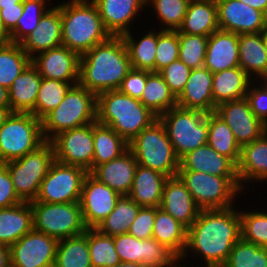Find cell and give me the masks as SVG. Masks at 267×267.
I'll list each match as a JSON object with an SVG mask.
<instances>
[{
  "label": "cell",
  "instance_id": "1",
  "mask_svg": "<svg viewBox=\"0 0 267 267\" xmlns=\"http://www.w3.org/2000/svg\"><path fill=\"white\" fill-rule=\"evenodd\" d=\"M234 208L200 210L187 229V244L179 261L185 262L188 254L193 252V256H200L205 263V266L198 264L197 267H222L241 238L239 210Z\"/></svg>",
  "mask_w": 267,
  "mask_h": 267
},
{
  "label": "cell",
  "instance_id": "2",
  "mask_svg": "<svg viewBox=\"0 0 267 267\" xmlns=\"http://www.w3.org/2000/svg\"><path fill=\"white\" fill-rule=\"evenodd\" d=\"M132 69L122 36H111L80 56L78 84L96 96L118 90Z\"/></svg>",
  "mask_w": 267,
  "mask_h": 267
},
{
  "label": "cell",
  "instance_id": "3",
  "mask_svg": "<svg viewBox=\"0 0 267 267\" xmlns=\"http://www.w3.org/2000/svg\"><path fill=\"white\" fill-rule=\"evenodd\" d=\"M62 18V45L82 56L111 37L92 0L57 3Z\"/></svg>",
  "mask_w": 267,
  "mask_h": 267
},
{
  "label": "cell",
  "instance_id": "4",
  "mask_svg": "<svg viewBox=\"0 0 267 267\" xmlns=\"http://www.w3.org/2000/svg\"><path fill=\"white\" fill-rule=\"evenodd\" d=\"M158 117L147 109L140 100L112 90L97 95L96 121L110 126L127 143Z\"/></svg>",
  "mask_w": 267,
  "mask_h": 267
},
{
  "label": "cell",
  "instance_id": "5",
  "mask_svg": "<svg viewBox=\"0 0 267 267\" xmlns=\"http://www.w3.org/2000/svg\"><path fill=\"white\" fill-rule=\"evenodd\" d=\"M97 96L87 88L74 85L63 101L42 119L45 141H51L60 132L79 128L96 121Z\"/></svg>",
  "mask_w": 267,
  "mask_h": 267
},
{
  "label": "cell",
  "instance_id": "6",
  "mask_svg": "<svg viewBox=\"0 0 267 267\" xmlns=\"http://www.w3.org/2000/svg\"><path fill=\"white\" fill-rule=\"evenodd\" d=\"M128 148L139 165L161 172L168 177L178 175L180 159L159 118L130 141Z\"/></svg>",
  "mask_w": 267,
  "mask_h": 267
},
{
  "label": "cell",
  "instance_id": "7",
  "mask_svg": "<svg viewBox=\"0 0 267 267\" xmlns=\"http://www.w3.org/2000/svg\"><path fill=\"white\" fill-rule=\"evenodd\" d=\"M178 176L201 210L233 207L237 196L243 193L238 176H214L197 171H178Z\"/></svg>",
  "mask_w": 267,
  "mask_h": 267
},
{
  "label": "cell",
  "instance_id": "8",
  "mask_svg": "<svg viewBox=\"0 0 267 267\" xmlns=\"http://www.w3.org/2000/svg\"><path fill=\"white\" fill-rule=\"evenodd\" d=\"M159 119L179 159L208 142V114L204 112L176 106Z\"/></svg>",
  "mask_w": 267,
  "mask_h": 267
},
{
  "label": "cell",
  "instance_id": "9",
  "mask_svg": "<svg viewBox=\"0 0 267 267\" xmlns=\"http://www.w3.org/2000/svg\"><path fill=\"white\" fill-rule=\"evenodd\" d=\"M45 142L42 120L31 113H12L0 126V162H10Z\"/></svg>",
  "mask_w": 267,
  "mask_h": 267
},
{
  "label": "cell",
  "instance_id": "10",
  "mask_svg": "<svg viewBox=\"0 0 267 267\" xmlns=\"http://www.w3.org/2000/svg\"><path fill=\"white\" fill-rule=\"evenodd\" d=\"M54 161L53 144L45 141L36 150L6 163L17 196L22 202L35 201L40 184Z\"/></svg>",
  "mask_w": 267,
  "mask_h": 267
},
{
  "label": "cell",
  "instance_id": "11",
  "mask_svg": "<svg viewBox=\"0 0 267 267\" xmlns=\"http://www.w3.org/2000/svg\"><path fill=\"white\" fill-rule=\"evenodd\" d=\"M33 229L58 240L83 234L84 224L80 201L70 203L30 202Z\"/></svg>",
  "mask_w": 267,
  "mask_h": 267
},
{
  "label": "cell",
  "instance_id": "12",
  "mask_svg": "<svg viewBox=\"0 0 267 267\" xmlns=\"http://www.w3.org/2000/svg\"><path fill=\"white\" fill-rule=\"evenodd\" d=\"M88 172L83 168L54 161L40 184L35 201L70 203L81 199L82 184Z\"/></svg>",
  "mask_w": 267,
  "mask_h": 267
},
{
  "label": "cell",
  "instance_id": "13",
  "mask_svg": "<svg viewBox=\"0 0 267 267\" xmlns=\"http://www.w3.org/2000/svg\"><path fill=\"white\" fill-rule=\"evenodd\" d=\"M121 262L142 263L146 267H175L179 258L157 240L137 239L129 233L113 236Z\"/></svg>",
  "mask_w": 267,
  "mask_h": 267
},
{
  "label": "cell",
  "instance_id": "14",
  "mask_svg": "<svg viewBox=\"0 0 267 267\" xmlns=\"http://www.w3.org/2000/svg\"><path fill=\"white\" fill-rule=\"evenodd\" d=\"M55 160L92 172L94 156L93 123L60 132L51 140Z\"/></svg>",
  "mask_w": 267,
  "mask_h": 267
},
{
  "label": "cell",
  "instance_id": "15",
  "mask_svg": "<svg viewBox=\"0 0 267 267\" xmlns=\"http://www.w3.org/2000/svg\"><path fill=\"white\" fill-rule=\"evenodd\" d=\"M58 241L32 229L10 246L11 267H54Z\"/></svg>",
  "mask_w": 267,
  "mask_h": 267
},
{
  "label": "cell",
  "instance_id": "16",
  "mask_svg": "<svg viewBox=\"0 0 267 267\" xmlns=\"http://www.w3.org/2000/svg\"><path fill=\"white\" fill-rule=\"evenodd\" d=\"M215 113L232 130L240 147L253 142L267 132V126L253 114L246 97L219 104Z\"/></svg>",
  "mask_w": 267,
  "mask_h": 267
},
{
  "label": "cell",
  "instance_id": "17",
  "mask_svg": "<svg viewBox=\"0 0 267 267\" xmlns=\"http://www.w3.org/2000/svg\"><path fill=\"white\" fill-rule=\"evenodd\" d=\"M119 196V193L88 172L83 180L80 199L85 226L96 228L115 209Z\"/></svg>",
  "mask_w": 267,
  "mask_h": 267
},
{
  "label": "cell",
  "instance_id": "18",
  "mask_svg": "<svg viewBox=\"0 0 267 267\" xmlns=\"http://www.w3.org/2000/svg\"><path fill=\"white\" fill-rule=\"evenodd\" d=\"M219 29L235 34L267 30V16L239 0H216Z\"/></svg>",
  "mask_w": 267,
  "mask_h": 267
},
{
  "label": "cell",
  "instance_id": "19",
  "mask_svg": "<svg viewBox=\"0 0 267 267\" xmlns=\"http://www.w3.org/2000/svg\"><path fill=\"white\" fill-rule=\"evenodd\" d=\"M80 56L60 45L42 52L31 59L42 78L61 82L79 81Z\"/></svg>",
  "mask_w": 267,
  "mask_h": 267
},
{
  "label": "cell",
  "instance_id": "20",
  "mask_svg": "<svg viewBox=\"0 0 267 267\" xmlns=\"http://www.w3.org/2000/svg\"><path fill=\"white\" fill-rule=\"evenodd\" d=\"M20 45L30 59L51 48L62 45V18L55 5L44 13L35 30L28 34Z\"/></svg>",
  "mask_w": 267,
  "mask_h": 267
},
{
  "label": "cell",
  "instance_id": "21",
  "mask_svg": "<svg viewBox=\"0 0 267 267\" xmlns=\"http://www.w3.org/2000/svg\"><path fill=\"white\" fill-rule=\"evenodd\" d=\"M111 36H123L132 31L134 18L146 9V0H92ZM143 9V10H142Z\"/></svg>",
  "mask_w": 267,
  "mask_h": 267
},
{
  "label": "cell",
  "instance_id": "22",
  "mask_svg": "<svg viewBox=\"0 0 267 267\" xmlns=\"http://www.w3.org/2000/svg\"><path fill=\"white\" fill-rule=\"evenodd\" d=\"M160 208L187 229L192 226L201 210L178 175L169 177L165 182Z\"/></svg>",
  "mask_w": 267,
  "mask_h": 267
},
{
  "label": "cell",
  "instance_id": "23",
  "mask_svg": "<svg viewBox=\"0 0 267 267\" xmlns=\"http://www.w3.org/2000/svg\"><path fill=\"white\" fill-rule=\"evenodd\" d=\"M212 80L213 73L206 67L192 69L184 90L177 97V106L213 113Z\"/></svg>",
  "mask_w": 267,
  "mask_h": 267
},
{
  "label": "cell",
  "instance_id": "24",
  "mask_svg": "<svg viewBox=\"0 0 267 267\" xmlns=\"http://www.w3.org/2000/svg\"><path fill=\"white\" fill-rule=\"evenodd\" d=\"M239 66V35L216 30L208 37L204 67L212 73Z\"/></svg>",
  "mask_w": 267,
  "mask_h": 267
},
{
  "label": "cell",
  "instance_id": "25",
  "mask_svg": "<svg viewBox=\"0 0 267 267\" xmlns=\"http://www.w3.org/2000/svg\"><path fill=\"white\" fill-rule=\"evenodd\" d=\"M237 176L243 191L248 183L267 182V132L241 147Z\"/></svg>",
  "mask_w": 267,
  "mask_h": 267
},
{
  "label": "cell",
  "instance_id": "26",
  "mask_svg": "<svg viewBox=\"0 0 267 267\" xmlns=\"http://www.w3.org/2000/svg\"><path fill=\"white\" fill-rule=\"evenodd\" d=\"M138 163L128 148L122 155L97 166L91 174L120 195H128Z\"/></svg>",
  "mask_w": 267,
  "mask_h": 267
},
{
  "label": "cell",
  "instance_id": "27",
  "mask_svg": "<svg viewBox=\"0 0 267 267\" xmlns=\"http://www.w3.org/2000/svg\"><path fill=\"white\" fill-rule=\"evenodd\" d=\"M179 171H197L214 176H237V166L208 144L184 155L180 159Z\"/></svg>",
  "mask_w": 267,
  "mask_h": 267
},
{
  "label": "cell",
  "instance_id": "28",
  "mask_svg": "<svg viewBox=\"0 0 267 267\" xmlns=\"http://www.w3.org/2000/svg\"><path fill=\"white\" fill-rule=\"evenodd\" d=\"M239 66L253 81L267 76L266 31L239 35Z\"/></svg>",
  "mask_w": 267,
  "mask_h": 267
},
{
  "label": "cell",
  "instance_id": "29",
  "mask_svg": "<svg viewBox=\"0 0 267 267\" xmlns=\"http://www.w3.org/2000/svg\"><path fill=\"white\" fill-rule=\"evenodd\" d=\"M168 178L161 172L138 164L128 196L141 207H160Z\"/></svg>",
  "mask_w": 267,
  "mask_h": 267
},
{
  "label": "cell",
  "instance_id": "30",
  "mask_svg": "<svg viewBox=\"0 0 267 267\" xmlns=\"http://www.w3.org/2000/svg\"><path fill=\"white\" fill-rule=\"evenodd\" d=\"M41 79L38 70L30 63L13 81L8 90L10 109L13 113H31L34 115Z\"/></svg>",
  "mask_w": 267,
  "mask_h": 267
},
{
  "label": "cell",
  "instance_id": "31",
  "mask_svg": "<svg viewBox=\"0 0 267 267\" xmlns=\"http://www.w3.org/2000/svg\"><path fill=\"white\" fill-rule=\"evenodd\" d=\"M218 29L216 0H190L178 33L209 37Z\"/></svg>",
  "mask_w": 267,
  "mask_h": 267
},
{
  "label": "cell",
  "instance_id": "32",
  "mask_svg": "<svg viewBox=\"0 0 267 267\" xmlns=\"http://www.w3.org/2000/svg\"><path fill=\"white\" fill-rule=\"evenodd\" d=\"M252 81L240 66L213 73L214 112L223 102L245 98Z\"/></svg>",
  "mask_w": 267,
  "mask_h": 267
},
{
  "label": "cell",
  "instance_id": "33",
  "mask_svg": "<svg viewBox=\"0 0 267 267\" xmlns=\"http://www.w3.org/2000/svg\"><path fill=\"white\" fill-rule=\"evenodd\" d=\"M33 229L30 202L0 209V243L11 246Z\"/></svg>",
  "mask_w": 267,
  "mask_h": 267
},
{
  "label": "cell",
  "instance_id": "34",
  "mask_svg": "<svg viewBox=\"0 0 267 267\" xmlns=\"http://www.w3.org/2000/svg\"><path fill=\"white\" fill-rule=\"evenodd\" d=\"M152 238L166 246L180 259L187 244V228L162 208L156 207Z\"/></svg>",
  "mask_w": 267,
  "mask_h": 267
},
{
  "label": "cell",
  "instance_id": "35",
  "mask_svg": "<svg viewBox=\"0 0 267 267\" xmlns=\"http://www.w3.org/2000/svg\"><path fill=\"white\" fill-rule=\"evenodd\" d=\"M94 156L92 171L122 155L128 149V143L110 126L93 122Z\"/></svg>",
  "mask_w": 267,
  "mask_h": 267
},
{
  "label": "cell",
  "instance_id": "36",
  "mask_svg": "<svg viewBox=\"0 0 267 267\" xmlns=\"http://www.w3.org/2000/svg\"><path fill=\"white\" fill-rule=\"evenodd\" d=\"M140 101L158 118L177 106V97L159 72H152L147 77Z\"/></svg>",
  "mask_w": 267,
  "mask_h": 267
},
{
  "label": "cell",
  "instance_id": "37",
  "mask_svg": "<svg viewBox=\"0 0 267 267\" xmlns=\"http://www.w3.org/2000/svg\"><path fill=\"white\" fill-rule=\"evenodd\" d=\"M132 34L130 31L122 36L128 49L132 69L155 72L156 29L151 28V31L144 33L138 40Z\"/></svg>",
  "mask_w": 267,
  "mask_h": 267
},
{
  "label": "cell",
  "instance_id": "38",
  "mask_svg": "<svg viewBox=\"0 0 267 267\" xmlns=\"http://www.w3.org/2000/svg\"><path fill=\"white\" fill-rule=\"evenodd\" d=\"M220 155L228 157L236 166L240 160L241 147L225 121L215 112L208 113V142Z\"/></svg>",
  "mask_w": 267,
  "mask_h": 267
},
{
  "label": "cell",
  "instance_id": "39",
  "mask_svg": "<svg viewBox=\"0 0 267 267\" xmlns=\"http://www.w3.org/2000/svg\"><path fill=\"white\" fill-rule=\"evenodd\" d=\"M54 267H92L88 248V228L81 235L58 241Z\"/></svg>",
  "mask_w": 267,
  "mask_h": 267
},
{
  "label": "cell",
  "instance_id": "40",
  "mask_svg": "<svg viewBox=\"0 0 267 267\" xmlns=\"http://www.w3.org/2000/svg\"><path fill=\"white\" fill-rule=\"evenodd\" d=\"M140 207L128 195H120L116 201L115 209L96 229L107 236L128 233Z\"/></svg>",
  "mask_w": 267,
  "mask_h": 267
},
{
  "label": "cell",
  "instance_id": "41",
  "mask_svg": "<svg viewBox=\"0 0 267 267\" xmlns=\"http://www.w3.org/2000/svg\"><path fill=\"white\" fill-rule=\"evenodd\" d=\"M31 63L20 43H9L0 46V85L7 90L13 81Z\"/></svg>",
  "mask_w": 267,
  "mask_h": 267
},
{
  "label": "cell",
  "instance_id": "42",
  "mask_svg": "<svg viewBox=\"0 0 267 267\" xmlns=\"http://www.w3.org/2000/svg\"><path fill=\"white\" fill-rule=\"evenodd\" d=\"M76 84L78 82H61L42 78L36 98L34 115L42 120L63 101L64 96Z\"/></svg>",
  "mask_w": 267,
  "mask_h": 267
},
{
  "label": "cell",
  "instance_id": "43",
  "mask_svg": "<svg viewBox=\"0 0 267 267\" xmlns=\"http://www.w3.org/2000/svg\"><path fill=\"white\" fill-rule=\"evenodd\" d=\"M88 248L92 267H113L121 262L116 253L113 236L88 228Z\"/></svg>",
  "mask_w": 267,
  "mask_h": 267
},
{
  "label": "cell",
  "instance_id": "44",
  "mask_svg": "<svg viewBox=\"0 0 267 267\" xmlns=\"http://www.w3.org/2000/svg\"><path fill=\"white\" fill-rule=\"evenodd\" d=\"M190 0H146V6L153 7L160 30H178L183 23ZM164 26V27H163Z\"/></svg>",
  "mask_w": 267,
  "mask_h": 267
},
{
  "label": "cell",
  "instance_id": "45",
  "mask_svg": "<svg viewBox=\"0 0 267 267\" xmlns=\"http://www.w3.org/2000/svg\"><path fill=\"white\" fill-rule=\"evenodd\" d=\"M222 267H267V247L240 238Z\"/></svg>",
  "mask_w": 267,
  "mask_h": 267
},
{
  "label": "cell",
  "instance_id": "46",
  "mask_svg": "<svg viewBox=\"0 0 267 267\" xmlns=\"http://www.w3.org/2000/svg\"><path fill=\"white\" fill-rule=\"evenodd\" d=\"M48 1L23 0L22 16L18 19L16 28L10 33L12 43H20L37 28L41 17L48 10L47 7L49 8L52 5V1L47 3Z\"/></svg>",
  "mask_w": 267,
  "mask_h": 267
},
{
  "label": "cell",
  "instance_id": "47",
  "mask_svg": "<svg viewBox=\"0 0 267 267\" xmlns=\"http://www.w3.org/2000/svg\"><path fill=\"white\" fill-rule=\"evenodd\" d=\"M241 238L247 242L267 247V210H240Z\"/></svg>",
  "mask_w": 267,
  "mask_h": 267
},
{
  "label": "cell",
  "instance_id": "48",
  "mask_svg": "<svg viewBox=\"0 0 267 267\" xmlns=\"http://www.w3.org/2000/svg\"><path fill=\"white\" fill-rule=\"evenodd\" d=\"M208 37L179 33V60L191 69L204 67Z\"/></svg>",
  "mask_w": 267,
  "mask_h": 267
},
{
  "label": "cell",
  "instance_id": "49",
  "mask_svg": "<svg viewBox=\"0 0 267 267\" xmlns=\"http://www.w3.org/2000/svg\"><path fill=\"white\" fill-rule=\"evenodd\" d=\"M179 59L178 30H159L155 56V72Z\"/></svg>",
  "mask_w": 267,
  "mask_h": 267
},
{
  "label": "cell",
  "instance_id": "50",
  "mask_svg": "<svg viewBox=\"0 0 267 267\" xmlns=\"http://www.w3.org/2000/svg\"><path fill=\"white\" fill-rule=\"evenodd\" d=\"M191 70V68L178 59L161 69L159 74L163 77L173 94L178 97L185 88Z\"/></svg>",
  "mask_w": 267,
  "mask_h": 267
},
{
  "label": "cell",
  "instance_id": "51",
  "mask_svg": "<svg viewBox=\"0 0 267 267\" xmlns=\"http://www.w3.org/2000/svg\"><path fill=\"white\" fill-rule=\"evenodd\" d=\"M246 98L253 114L267 126V87L260 80L252 81Z\"/></svg>",
  "mask_w": 267,
  "mask_h": 267
},
{
  "label": "cell",
  "instance_id": "52",
  "mask_svg": "<svg viewBox=\"0 0 267 267\" xmlns=\"http://www.w3.org/2000/svg\"><path fill=\"white\" fill-rule=\"evenodd\" d=\"M155 216L156 207H140L128 233L137 239L152 238Z\"/></svg>",
  "mask_w": 267,
  "mask_h": 267
},
{
  "label": "cell",
  "instance_id": "53",
  "mask_svg": "<svg viewBox=\"0 0 267 267\" xmlns=\"http://www.w3.org/2000/svg\"><path fill=\"white\" fill-rule=\"evenodd\" d=\"M147 70L131 69L130 72L123 79L119 91L123 94L129 95L134 99L140 100L144 91L147 77L151 74Z\"/></svg>",
  "mask_w": 267,
  "mask_h": 267
},
{
  "label": "cell",
  "instance_id": "54",
  "mask_svg": "<svg viewBox=\"0 0 267 267\" xmlns=\"http://www.w3.org/2000/svg\"><path fill=\"white\" fill-rule=\"evenodd\" d=\"M7 164L0 162V209L20 204Z\"/></svg>",
  "mask_w": 267,
  "mask_h": 267
},
{
  "label": "cell",
  "instance_id": "55",
  "mask_svg": "<svg viewBox=\"0 0 267 267\" xmlns=\"http://www.w3.org/2000/svg\"><path fill=\"white\" fill-rule=\"evenodd\" d=\"M23 13V0L14 6L3 7L0 9V19L9 33L17 26L18 19Z\"/></svg>",
  "mask_w": 267,
  "mask_h": 267
},
{
  "label": "cell",
  "instance_id": "56",
  "mask_svg": "<svg viewBox=\"0 0 267 267\" xmlns=\"http://www.w3.org/2000/svg\"><path fill=\"white\" fill-rule=\"evenodd\" d=\"M0 267H11L10 247L0 243Z\"/></svg>",
  "mask_w": 267,
  "mask_h": 267
},
{
  "label": "cell",
  "instance_id": "57",
  "mask_svg": "<svg viewBox=\"0 0 267 267\" xmlns=\"http://www.w3.org/2000/svg\"><path fill=\"white\" fill-rule=\"evenodd\" d=\"M263 12L267 16V0H239Z\"/></svg>",
  "mask_w": 267,
  "mask_h": 267
},
{
  "label": "cell",
  "instance_id": "58",
  "mask_svg": "<svg viewBox=\"0 0 267 267\" xmlns=\"http://www.w3.org/2000/svg\"><path fill=\"white\" fill-rule=\"evenodd\" d=\"M11 43V36L0 19V46Z\"/></svg>",
  "mask_w": 267,
  "mask_h": 267
},
{
  "label": "cell",
  "instance_id": "59",
  "mask_svg": "<svg viewBox=\"0 0 267 267\" xmlns=\"http://www.w3.org/2000/svg\"><path fill=\"white\" fill-rule=\"evenodd\" d=\"M0 107H10L8 90L0 85Z\"/></svg>",
  "mask_w": 267,
  "mask_h": 267
},
{
  "label": "cell",
  "instance_id": "60",
  "mask_svg": "<svg viewBox=\"0 0 267 267\" xmlns=\"http://www.w3.org/2000/svg\"><path fill=\"white\" fill-rule=\"evenodd\" d=\"M10 107H0V126L10 117L12 114Z\"/></svg>",
  "mask_w": 267,
  "mask_h": 267
},
{
  "label": "cell",
  "instance_id": "61",
  "mask_svg": "<svg viewBox=\"0 0 267 267\" xmlns=\"http://www.w3.org/2000/svg\"><path fill=\"white\" fill-rule=\"evenodd\" d=\"M113 267H146L142 263H133V262H120Z\"/></svg>",
  "mask_w": 267,
  "mask_h": 267
},
{
  "label": "cell",
  "instance_id": "62",
  "mask_svg": "<svg viewBox=\"0 0 267 267\" xmlns=\"http://www.w3.org/2000/svg\"><path fill=\"white\" fill-rule=\"evenodd\" d=\"M22 0H0V9L3 7L14 6L15 4L20 3Z\"/></svg>",
  "mask_w": 267,
  "mask_h": 267
},
{
  "label": "cell",
  "instance_id": "63",
  "mask_svg": "<svg viewBox=\"0 0 267 267\" xmlns=\"http://www.w3.org/2000/svg\"><path fill=\"white\" fill-rule=\"evenodd\" d=\"M180 263H182V265H181ZM185 264H186V262L183 263V262H180V261H179L175 267H187V265H185ZM188 267H189V266H188ZM190 267H194V266L191 265ZM195 267H196V266H195Z\"/></svg>",
  "mask_w": 267,
  "mask_h": 267
},
{
  "label": "cell",
  "instance_id": "64",
  "mask_svg": "<svg viewBox=\"0 0 267 267\" xmlns=\"http://www.w3.org/2000/svg\"><path fill=\"white\" fill-rule=\"evenodd\" d=\"M260 81L267 87V76H264Z\"/></svg>",
  "mask_w": 267,
  "mask_h": 267
},
{
  "label": "cell",
  "instance_id": "65",
  "mask_svg": "<svg viewBox=\"0 0 267 267\" xmlns=\"http://www.w3.org/2000/svg\"><path fill=\"white\" fill-rule=\"evenodd\" d=\"M266 48H267V30H266Z\"/></svg>",
  "mask_w": 267,
  "mask_h": 267
}]
</instances>
